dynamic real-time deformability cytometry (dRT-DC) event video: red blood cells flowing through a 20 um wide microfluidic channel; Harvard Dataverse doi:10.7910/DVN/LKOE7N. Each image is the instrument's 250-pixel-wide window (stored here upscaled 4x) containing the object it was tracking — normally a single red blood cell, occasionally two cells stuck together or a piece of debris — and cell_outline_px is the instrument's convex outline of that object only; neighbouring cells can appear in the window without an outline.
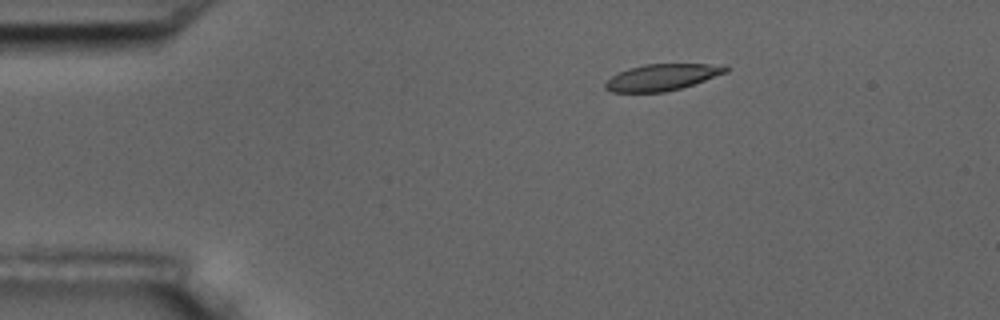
{"species": "common noctule bat (a hibernating species)", "species_latin": "Nyctalus noctula", "temperature_condition": "room temperature", "stored_images_in_passage": 4, "camera_frame_rate_fps": 3000, "um_per_image_px": 0.085, "animal": {"sex": "male", "body_mass_g": 17.5, "forearm_length_mm": 52.3}, "frame": {"image": 1, "passage_image": 2, "time_ms": 1.333, "image_size_px": [1000, 320], "cell_outline_px": [[728, 72], [680, 88], [664, 92], [612, 92], [604, 88], [604, 84], [612, 76], [628, 68], [644, 64], [728, 64]], "centroid_in_image_um": [56.29, 6.55], "position_along_channel_um": 28.7, "area_um2": 18.5}}